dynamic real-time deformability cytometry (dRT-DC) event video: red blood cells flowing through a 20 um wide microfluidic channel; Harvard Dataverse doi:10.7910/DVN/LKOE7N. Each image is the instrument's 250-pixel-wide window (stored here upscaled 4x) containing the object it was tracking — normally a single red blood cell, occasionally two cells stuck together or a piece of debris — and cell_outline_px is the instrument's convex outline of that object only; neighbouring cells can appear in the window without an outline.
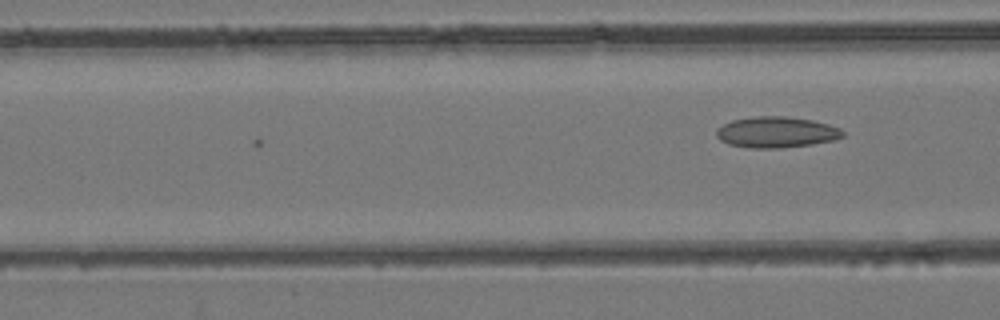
{"species": "common noctule bat (a hibernating species)", "species_latin": "Nyctalus noctula", "temperature_condition": "room temperature", "stored_images_in_passage": 5, "camera_frame_rate_fps": 3000, "um_per_image_px": 0.085, "animal": {"sex": "female", "body_mass_g": 24.6, "forearm_length_mm": 56.2}, "frame": {"image": 1, "passage_image": 5, "time_ms": 1.333, "image_size_px": [1000, 320], "cell_outline_px": [[844, 136], [836, 140], [812, 144], [780, 148], [748, 148], [728, 144], [720, 140], [716, 136], [716, 128], [732, 120], [752, 116], [784, 116], [812, 120], [828, 124], [840, 128], [844, 132]], "centroid_in_image_um": [65.98, 11.24], "position_along_channel_um": 100.6, "area_um2": 23.0}}